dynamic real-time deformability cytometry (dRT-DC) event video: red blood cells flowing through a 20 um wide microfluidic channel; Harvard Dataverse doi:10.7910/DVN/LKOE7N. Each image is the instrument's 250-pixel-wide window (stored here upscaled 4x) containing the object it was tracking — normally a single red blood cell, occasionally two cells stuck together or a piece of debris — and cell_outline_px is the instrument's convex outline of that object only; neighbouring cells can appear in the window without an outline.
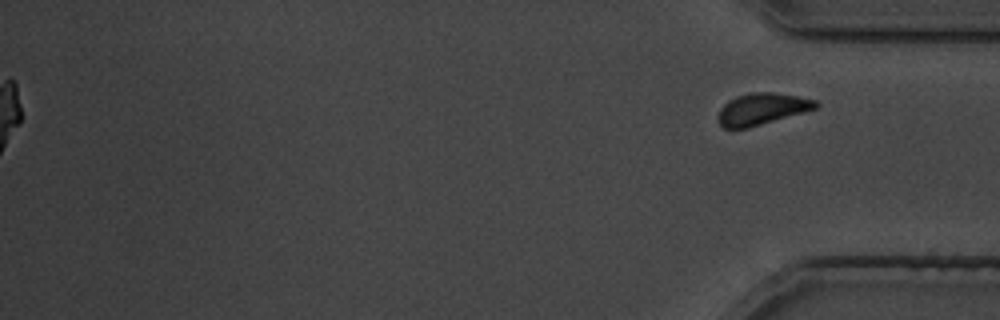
{"species": "common noctule bat (a hibernating species)", "species_latin": "Nyctalus noctula", "temperature_condition": "cold", "stored_images_in_passage": 38, "segment_of_instrument_passage": [2, 2], "camera_frame_rate_fps": 3000, "um_per_image_px": 0.085, "animal": {"sex": "male", "body_mass_g": 19.5, "forearm_length_mm": 54.6}, "frame": {"image": 1, "passage_image": 38, "time_ms": 45.0, "image_size_px": [1000, 320], "cell_outline_px": [[820, 104], [816, 108], [748, 128], [724, 128], [720, 124], [720, 108], [728, 100], [736, 96], [752, 92], [772, 92], [796, 96], [816, 100]], "centroid_in_image_um": [64.76, 9.25], "position_along_channel_um": 370.4, "area_um2": 17.63}}